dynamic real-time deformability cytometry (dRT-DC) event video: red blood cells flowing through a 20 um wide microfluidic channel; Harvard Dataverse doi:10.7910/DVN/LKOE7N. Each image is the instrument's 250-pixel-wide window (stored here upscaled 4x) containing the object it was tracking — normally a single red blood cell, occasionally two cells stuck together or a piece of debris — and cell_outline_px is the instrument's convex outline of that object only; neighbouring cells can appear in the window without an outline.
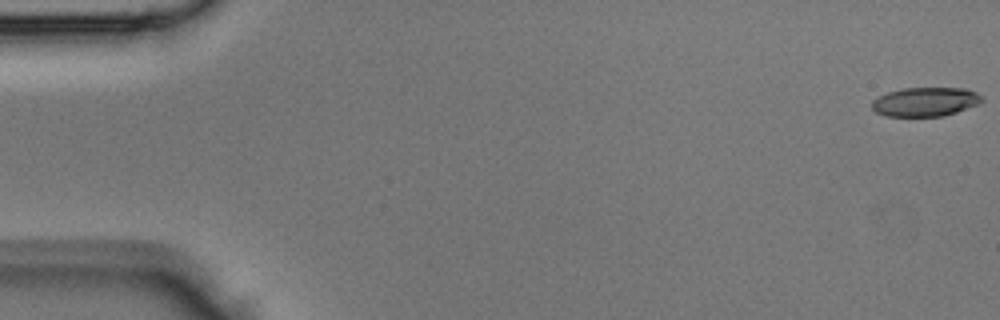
{"species": "Egyptian fruit bat (a non-hibernating species)", "species_latin": "Rousettus aegyptiacus", "temperature_condition": "room temperature", "stored_images_in_passage": 9, "camera_frame_rate_fps": 3000, "um_per_image_px": 0.085, "animal": {"sex": "male"}, "frame": {"image": 1, "passage_image": 1, "time_ms": 0.0, "image_size_px": [1000, 320], "cell_outline_px": [[984, 100], [976, 104], [956, 112], [944, 116], [884, 116], [876, 112], [872, 108], [872, 100], [888, 92], [904, 88], [964, 88], [976, 92]], "centroid_in_image_um": [78.62, 8.65], "position_along_channel_um": 6.4, "area_um2": 18.44}}